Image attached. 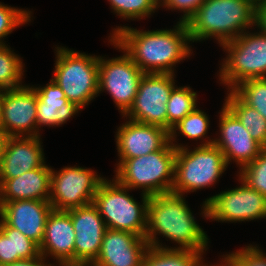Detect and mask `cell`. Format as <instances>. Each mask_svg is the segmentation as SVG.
Masks as SVG:
<instances>
[{"instance_id":"13","label":"cell","mask_w":266,"mask_h":266,"mask_svg":"<svg viewBox=\"0 0 266 266\" xmlns=\"http://www.w3.org/2000/svg\"><path fill=\"white\" fill-rule=\"evenodd\" d=\"M36 109L37 95L32 87L21 86L6 90L2 99L0 129L9 137L39 136V129L36 131L39 128Z\"/></svg>"},{"instance_id":"35","label":"cell","mask_w":266,"mask_h":266,"mask_svg":"<svg viewBox=\"0 0 266 266\" xmlns=\"http://www.w3.org/2000/svg\"><path fill=\"white\" fill-rule=\"evenodd\" d=\"M256 25L266 33V0H257Z\"/></svg>"},{"instance_id":"30","label":"cell","mask_w":266,"mask_h":266,"mask_svg":"<svg viewBox=\"0 0 266 266\" xmlns=\"http://www.w3.org/2000/svg\"><path fill=\"white\" fill-rule=\"evenodd\" d=\"M239 180L266 198V148L249 164L240 169Z\"/></svg>"},{"instance_id":"29","label":"cell","mask_w":266,"mask_h":266,"mask_svg":"<svg viewBox=\"0 0 266 266\" xmlns=\"http://www.w3.org/2000/svg\"><path fill=\"white\" fill-rule=\"evenodd\" d=\"M209 127L208 116L201 110L195 108L191 113L185 116L170 131V142L175 141L176 130L189 139H200L205 136Z\"/></svg>"},{"instance_id":"37","label":"cell","mask_w":266,"mask_h":266,"mask_svg":"<svg viewBox=\"0 0 266 266\" xmlns=\"http://www.w3.org/2000/svg\"><path fill=\"white\" fill-rule=\"evenodd\" d=\"M8 137L9 136L0 129V163L2 161Z\"/></svg>"},{"instance_id":"17","label":"cell","mask_w":266,"mask_h":266,"mask_svg":"<svg viewBox=\"0 0 266 266\" xmlns=\"http://www.w3.org/2000/svg\"><path fill=\"white\" fill-rule=\"evenodd\" d=\"M52 209L51 203L43 200L0 202V217L40 246Z\"/></svg>"},{"instance_id":"32","label":"cell","mask_w":266,"mask_h":266,"mask_svg":"<svg viewBox=\"0 0 266 266\" xmlns=\"http://www.w3.org/2000/svg\"><path fill=\"white\" fill-rule=\"evenodd\" d=\"M30 12L18 8L8 7L0 3V45L2 38L10 34L15 27L30 20Z\"/></svg>"},{"instance_id":"5","label":"cell","mask_w":266,"mask_h":266,"mask_svg":"<svg viewBox=\"0 0 266 266\" xmlns=\"http://www.w3.org/2000/svg\"><path fill=\"white\" fill-rule=\"evenodd\" d=\"M207 140L204 144L190 151L171 143L176 149L173 193L183 195L197 189L210 187L224 173L226 164L223 152Z\"/></svg>"},{"instance_id":"27","label":"cell","mask_w":266,"mask_h":266,"mask_svg":"<svg viewBox=\"0 0 266 266\" xmlns=\"http://www.w3.org/2000/svg\"><path fill=\"white\" fill-rule=\"evenodd\" d=\"M5 44L0 45V87L5 90L19 88L23 75V64Z\"/></svg>"},{"instance_id":"40","label":"cell","mask_w":266,"mask_h":266,"mask_svg":"<svg viewBox=\"0 0 266 266\" xmlns=\"http://www.w3.org/2000/svg\"><path fill=\"white\" fill-rule=\"evenodd\" d=\"M202 266H206V264H204ZM220 266H226V263L225 264H220Z\"/></svg>"},{"instance_id":"10","label":"cell","mask_w":266,"mask_h":266,"mask_svg":"<svg viewBox=\"0 0 266 266\" xmlns=\"http://www.w3.org/2000/svg\"><path fill=\"white\" fill-rule=\"evenodd\" d=\"M104 179L82 167H64L51 171L49 202L54 210H69L93 203L94 195Z\"/></svg>"},{"instance_id":"21","label":"cell","mask_w":266,"mask_h":266,"mask_svg":"<svg viewBox=\"0 0 266 266\" xmlns=\"http://www.w3.org/2000/svg\"><path fill=\"white\" fill-rule=\"evenodd\" d=\"M52 169L46 164L10 179H0V202L49 201Z\"/></svg>"},{"instance_id":"16","label":"cell","mask_w":266,"mask_h":266,"mask_svg":"<svg viewBox=\"0 0 266 266\" xmlns=\"http://www.w3.org/2000/svg\"><path fill=\"white\" fill-rule=\"evenodd\" d=\"M149 247L145 237L107 228L100 253L90 266H142Z\"/></svg>"},{"instance_id":"25","label":"cell","mask_w":266,"mask_h":266,"mask_svg":"<svg viewBox=\"0 0 266 266\" xmlns=\"http://www.w3.org/2000/svg\"><path fill=\"white\" fill-rule=\"evenodd\" d=\"M201 255L191 250L149 247L142 266H202Z\"/></svg>"},{"instance_id":"23","label":"cell","mask_w":266,"mask_h":266,"mask_svg":"<svg viewBox=\"0 0 266 266\" xmlns=\"http://www.w3.org/2000/svg\"><path fill=\"white\" fill-rule=\"evenodd\" d=\"M39 245L10 227L2 218L0 221V266L40 256Z\"/></svg>"},{"instance_id":"2","label":"cell","mask_w":266,"mask_h":266,"mask_svg":"<svg viewBox=\"0 0 266 266\" xmlns=\"http://www.w3.org/2000/svg\"><path fill=\"white\" fill-rule=\"evenodd\" d=\"M182 196L169 192L149 197L145 239L150 247L165 249L156 240V234L161 233L163 237L180 244L177 248L166 249L202 253L208 245L207 235L196 223Z\"/></svg>"},{"instance_id":"12","label":"cell","mask_w":266,"mask_h":266,"mask_svg":"<svg viewBox=\"0 0 266 266\" xmlns=\"http://www.w3.org/2000/svg\"><path fill=\"white\" fill-rule=\"evenodd\" d=\"M143 75L127 53L108 60L99 57L98 91L107 90L124 116L133 104Z\"/></svg>"},{"instance_id":"18","label":"cell","mask_w":266,"mask_h":266,"mask_svg":"<svg viewBox=\"0 0 266 266\" xmlns=\"http://www.w3.org/2000/svg\"><path fill=\"white\" fill-rule=\"evenodd\" d=\"M116 140L120 161H125L162 149L170 141V132L130 120L119 127Z\"/></svg>"},{"instance_id":"14","label":"cell","mask_w":266,"mask_h":266,"mask_svg":"<svg viewBox=\"0 0 266 266\" xmlns=\"http://www.w3.org/2000/svg\"><path fill=\"white\" fill-rule=\"evenodd\" d=\"M66 211L75 230L74 264L91 265L100 253L106 224L93 203Z\"/></svg>"},{"instance_id":"22","label":"cell","mask_w":266,"mask_h":266,"mask_svg":"<svg viewBox=\"0 0 266 266\" xmlns=\"http://www.w3.org/2000/svg\"><path fill=\"white\" fill-rule=\"evenodd\" d=\"M33 89L37 95V126L62 125L81 109L75 103L69 102L53 79L45 87Z\"/></svg>"},{"instance_id":"26","label":"cell","mask_w":266,"mask_h":266,"mask_svg":"<svg viewBox=\"0 0 266 266\" xmlns=\"http://www.w3.org/2000/svg\"><path fill=\"white\" fill-rule=\"evenodd\" d=\"M197 93L189 87H174L166 103L167 131L196 108Z\"/></svg>"},{"instance_id":"28","label":"cell","mask_w":266,"mask_h":266,"mask_svg":"<svg viewBox=\"0 0 266 266\" xmlns=\"http://www.w3.org/2000/svg\"><path fill=\"white\" fill-rule=\"evenodd\" d=\"M233 91L266 119V78L243 81Z\"/></svg>"},{"instance_id":"4","label":"cell","mask_w":266,"mask_h":266,"mask_svg":"<svg viewBox=\"0 0 266 266\" xmlns=\"http://www.w3.org/2000/svg\"><path fill=\"white\" fill-rule=\"evenodd\" d=\"M175 159L176 149L169 141L158 151L120 161L115 180L129 189L144 188L142 193L149 197L169 193L174 183Z\"/></svg>"},{"instance_id":"7","label":"cell","mask_w":266,"mask_h":266,"mask_svg":"<svg viewBox=\"0 0 266 266\" xmlns=\"http://www.w3.org/2000/svg\"><path fill=\"white\" fill-rule=\"evenodd\" d=\"M53 80L65 97L81 109L98 93L99 57L57 47Z\"/></svg>"},{"instance_id":"24","label":"cell","mask_w":266,"mask_h":266,"mask_svg":"<svg viewBox=\"0 0 266 266\" xmlns=\"http://www.w3.org/2000/svg\"><path fill=\"white\" fill-rule=\"evenodd\" d=\"M230 91L224 105L249 130L252 138L266 148V119L255 108L247 105L233 90Z\"/></svg>"},{"instance_id":"8","label":"cell","mask_w":266,"mask_h":266,"mask_svg":"<svg viewBox=\"0 0 266 266\" xmlns=\"http://www.w3.org/2000/svg\"><path fill=\"white\" fill-rule=\"evenodd\" d=\"M221 45L229 54L219 77L229 90L249 79L266 78V33L262 30L257 34L243 32Z\"/></svg>"},{"instance_id":"34","label":"cell","mask_w":266,"mask_h":266,"mask_svg":"<svg viewBox=\"0 0 266 266\" xmlns=\"http://www.w3.org/2000/svg\"><path fill=\"white\" fill-rule=\"evenodd\" d=\"M204 1L205 0H159V4L161 5L162 2L165 7H168V9L183 10L184 15L179 22L187 23Z\"/></svg>"},{"instance_id":"39","label":"cell","mask_w":266,"mask_h":266,"mask_svg":"<svg viewBox=\"0 0 266 266\" xmlns=\"http://www.w3.org/2000/svg\"><path fill=\"white\" fill-rule=\"evenodd\" d=\"M51 266H53V264ZM60 266H90V265L64 264V265H60Z\"/></svg>"},{"instance_id":"33","label":"cell","mask_w":266,"mask_h":266,"mask_svg":"<svg viewBox=\"0 0 266 266\" xmlns=\"http://www.w3.org/2000/svg\"><path fill=\"white\" fill-rule=\"evenodd\" d=\"M226 266H266V256L256 246H247L237 252L227 254L223 263Z\"/></svg>"},{"instance_id":"1","label":"cell","mask_w":266,"mask_h":266,"mask_svg":"<svg viewBox=\"0 0 266 266\" xmlns=\"http://www.w3.org/2000/svg\"><path fill=\"white\" fill-rule=\"evenodd\" d=\"M175 28L139 31L120 26L115 29L110 41L126 51L143 73L173 74L172 67L191 53L186 23L178 22Z\"/></svg>"},{"instance_id":"20","label":"cell","mask_w":266,"mask_h":266,"mask_svg":"<svg viewBox=\"0 0 266 266\" xmlns=\"http://www.w3.org/2000/svg\"><path fill=\"white\" fill-rule=\"evenodd\" d=\"M75 230L70 214L65 210H54L49 213L43 240L39 246L40 254H51L58 260V265L74 264Z\"/></svg>"},{"instance_id":"15","label":"cell","mask_w":266,"mask_h":266,"mask_svg":"<svg viewBox=\"0 0 266 266\" xmlns=\"http://www.w3.org/2000/svg\"><path fill=\"white\" fill-rule=\"evenodd\" d=\"M219 119L221 138L215 139L213 144L223 152L226 164L231 159L242 167L251 163L264 148L225 105Z\"/></svg>"},{"instance_id":"9","label":"cell","mask_w":266,"mask_h":266,"mask_svg":"<svg viewBox=\"0 0 266 266\" xmlns=\"http://www.w3.org/2000/svg\"><path fill=\"white\" fill-rule=\"evenodd\" d=\"M170 73H144L130 109L124 114L135 122L155 125L167 130L166 103L175 87Z\"/></svg>"},{"instance_id":"38","label":"cell","mask_w":266,"mask_h":266,"mask_svg":"<svg viewBox=\"0 0 266 266\" xmlns=\"http://www.w3.org/2000/svg\"><path fill=\"white\" fill-rule=\"evenodd\" d=\"M5 91H6L5 89H3L2 87H0V113H1L2 99H3V96L5 94Z\"/></svg>"},{"instance_id":"19","label":"cell","mask_w":266,"mask_h":266,"mask_svg":"<svg viewBox=\"0 0 266 266\" xmlns=\"http://www.w3.org/2000/svg\"><path fill=\"white\" fill-rule=\"evenodd\" d=\"M42 151L39 136L8 137L0 163V179L18 177L43 166Z\"/></svg>"},{"instance_id":"3","label":"cell","mask_w":266,"mask_h":266,"mask_svg":"<svg viewBox=\"0 0 266 266\" xmlns=\"http://www.w3.org/2000/svg\"><path fill=\"white\" fill-rule=\"evenodd\" d=\"M257 0H205L186 23L192 42L216 37L220 44L256 25Z\"/></svg>"},{"instance_id":"11","label":"cell","mask_w":266,"mask_h":266,"mask_svg":"<svg viewBox=\"0 0 266 266\" xmlns=\"http://www.w3.org/2000/svg\"><path fill=\"white\" fill-rule=\"evenodd\" d=\"M238 188L224 191L203 205L206 218L218 221H248L266 217V198L245 182Z\"/></svg>"},{"instance_id":"31","label":"cell","mask_w":266,"mask_h":266,"mask_svg":"<svg viewBox=\"0 0 266 266\" xmlns=\"http://www.w3.org/2000/svg\"><path fill=\"white\" fill-rule=\"evenodd\" d=\"M115 13L123 18L142 19L159 8V0H108Z\"/></svg>"},{"instance_id":"6","label":"cell","mask_w":266,"mask_h":266,"mask_svg":"<svg viewBox=\"0 0 266 266\" xmlns=\"http://www.w3.org/2000/svg\"><path fill=\"white\" fill-rule=\"evenodd\" d=\"M104 179L94 195L93 204L97 207L106 227L145 237L149 196L142 195L139 205L116 180Z\"/></svg>"},{"instance_id":"36","label":"cell","mask_w":266,"mask_h":266,"mask_svg":"<svg viewBox=\"0 0 266 266\" xmlns=\"http://www.w3.org/2000/svg\"><path fill=\"white\" fill-rule=\"evenodd\" d=\"M43 259H45L42 255L26 260L16 261L10 264H6L3 266H51L52 264H45Z\"/></svg>"}]
</instances>
